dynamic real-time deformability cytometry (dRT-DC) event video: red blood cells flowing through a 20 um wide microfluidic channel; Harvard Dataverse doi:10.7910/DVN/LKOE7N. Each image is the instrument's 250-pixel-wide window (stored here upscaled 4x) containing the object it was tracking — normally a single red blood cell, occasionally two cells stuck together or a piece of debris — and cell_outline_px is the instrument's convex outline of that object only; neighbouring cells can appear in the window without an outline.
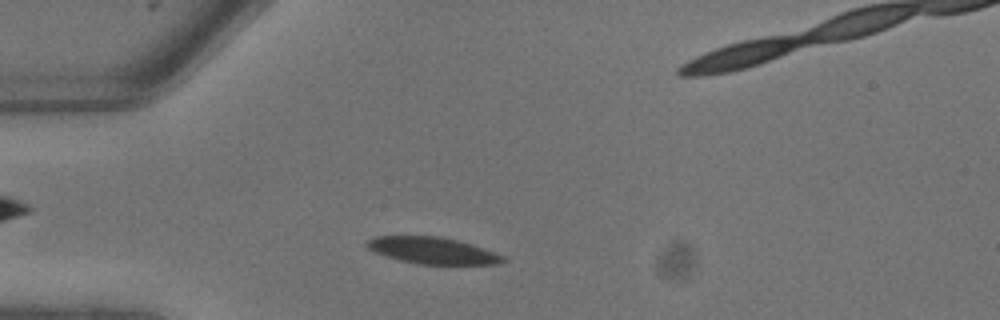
{"species": "common noctule bat (a hibernating species)", "species_latin": "Nyctalus noctula", "temperature_condition": "warm", "stored_images_in_passage": 4, "camera_frame_rate_fps": 3000, "um_per_image_px": 0.085, "animal": {"sex": "male", "body_mass_g": 13.3}, "frame": {"image": 1, "passage_image": 2, "time_ms": 0.333, "image_size_px": [1000, 320], "cell_outline_px": [[508, 260], [500, 264], [416, 264], [400, 260], [376, 252], [368, 248], [364, 244], [372, 236], [440, 236], [472, 244], [504, 256]], "centroid_in_image_um": [36.77, 21.29], "position_along_channel_um": 48.2, "area_um2": 21.04}}
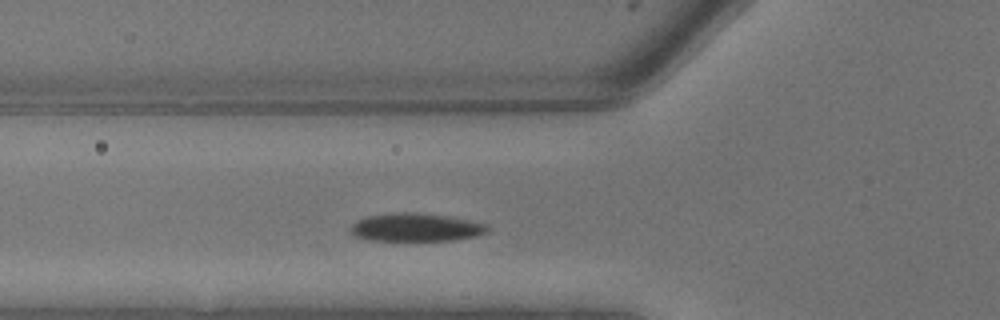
{"frame": {"image": 2, "passage_image": 4, "time_ms": 1.0, "image_size_px": [1000, 320], "cell_outline_px": [[488, 232], [476, 236], [452, 240], [368, 240], [356, 236], [348, 228], [356, 220], [368, 216], [392, 212], [412, 212], [448, 216], [488, 224]], "centroid_in_image_um": [35.33, 19.31], "position_along_channel_um": 90.5, "area_um2": 22.43}}